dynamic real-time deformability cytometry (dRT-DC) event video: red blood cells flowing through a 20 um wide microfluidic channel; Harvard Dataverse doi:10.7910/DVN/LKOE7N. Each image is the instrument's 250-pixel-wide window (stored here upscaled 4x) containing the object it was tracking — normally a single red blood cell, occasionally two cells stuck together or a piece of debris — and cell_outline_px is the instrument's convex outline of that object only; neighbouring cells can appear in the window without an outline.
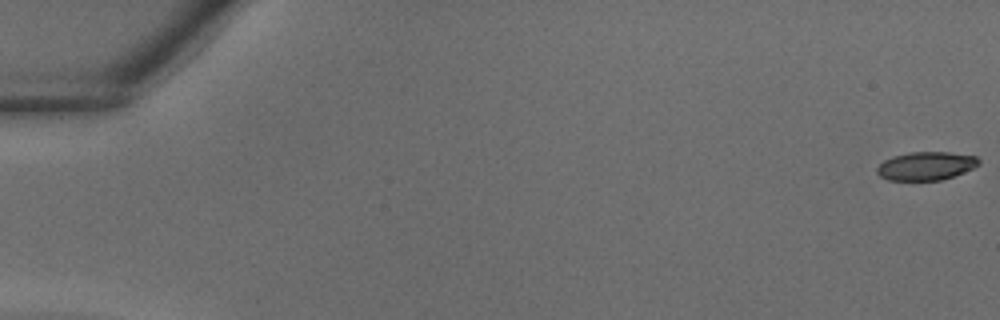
{"species": "common noctule bat (a hibernating species)", "species_latin": "Nyctalus noctula", "temperature_condition": "warm", "stored_images_in_passage": 39, "camera_frame_rate_fps": 3000, "um_per_image_px": 0.085, "animal": {"sex": "male", "body_mass_g": 18.8}, "frame": {"image": 1, "passage_image": 1, "time_ms": 0.0, "image_size_px": [1000, 320], "cell_outline_px": [[980, 164], [964, 172], [940, 180], [888, 180], [880, 176], [876, 172], [876, 168], [884, 160], [892, 156], [912, 152], [948, 152], [976, 156], [980, 160]], "centroid_in_image_um": [78.7, 14.1], "position_along_channel_um": 6.3, "area_um2": 16.76}}
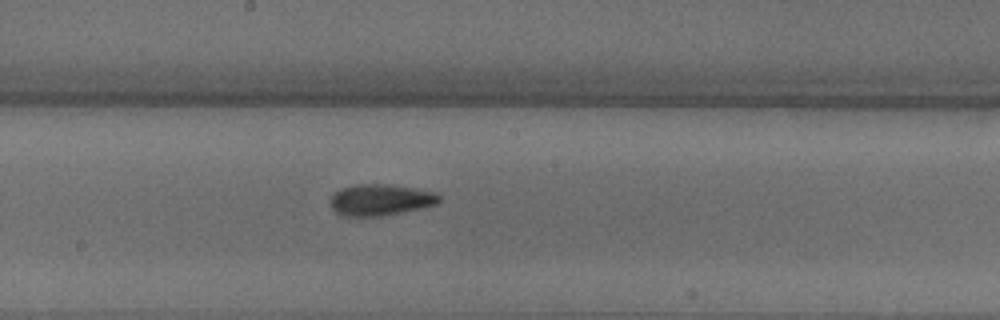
{"frame": {"image": 2, "passage_image": 22, "time_ms": 7.0, "image_size_px": [1000, 320], "cell_outline_px": [[440, 200], [436, 204], [420, 208], [380, 216], [344, 216], [336, 212], [332, 208], [332, 196], [340, 188], [356, 184], [388, 184], [436, 192], [440, 196]], "centroid_in_image_um": [32.34, 16.98], "position_along_channel_um": 215.9, "area_um2": 19.59}}
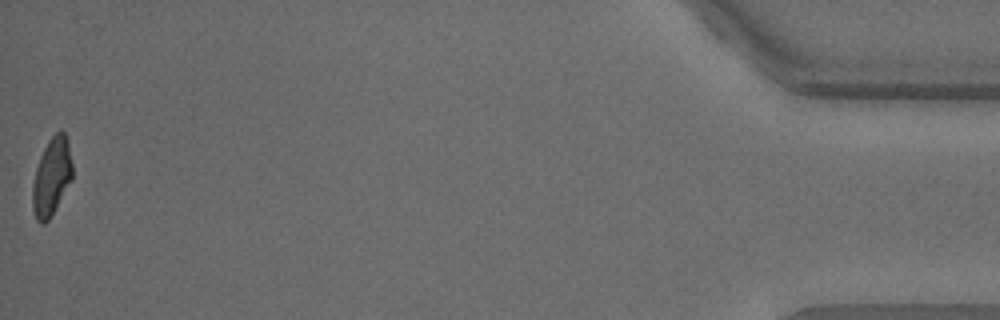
{"frame": {"image": 3, "passage_image": 39, "time_ms": 12.667, "image_size_px": [1000, 320], "cell_outline_px": [[72, 180], [52, 216], [44, 224], [40, 224], [36, 220], [32, 208], [32, 184], [36, 168], [40, 156], [48, 140], [60, 128], [64, 132], [68, 144], [72, 164]], "centroid_in_image_um": [4.38, 15.06], "position_along_channel_um": 430.8, "area_um2": 18.26}}